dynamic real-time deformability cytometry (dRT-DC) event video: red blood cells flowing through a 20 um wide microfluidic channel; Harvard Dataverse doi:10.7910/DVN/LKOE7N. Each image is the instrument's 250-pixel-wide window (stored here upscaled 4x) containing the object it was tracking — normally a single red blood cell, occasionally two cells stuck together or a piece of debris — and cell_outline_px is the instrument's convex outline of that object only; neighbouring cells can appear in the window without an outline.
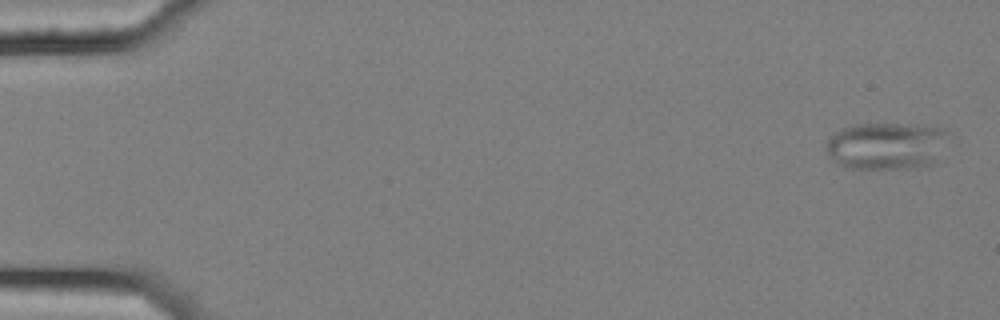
{"species": "common noctule bat (a hibernating species)", "species_latin": "Nyctalus noctula", "temperature_condition": "cold", "stored_images_in_passage": 6, "camera_frame_rate_fps": 3000, "um_per_image_px": 0.085, "animal": {"sex": "female", "body_mass_g": 25.1}, "frame": {"image": 1, "passage_image": 1, "time_ms": 0.0, "image_size_px": [1000, 320], "cell_outline_px": [[948, 132], [932, 164], [900, 168], [852, 168], [836, 164], [832, 160], [824, 144], [836, 132], [852, 124], [900, 124], [944, 128]], "centroid_in_image_um": [75.26, 12.38], "position_along_channel_um": 9.7, "area_um2": 32.83}}
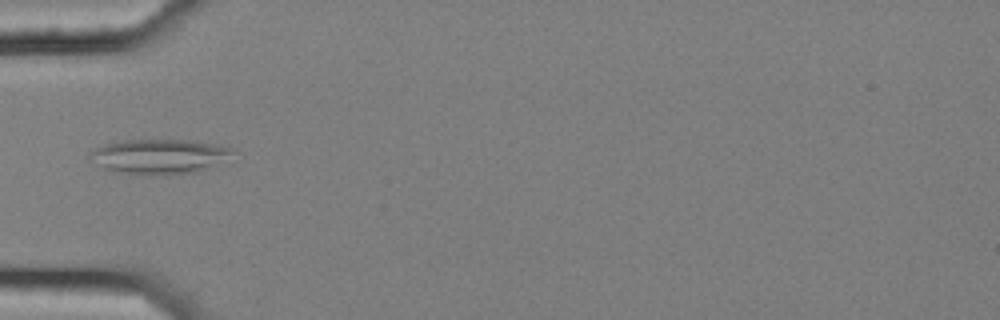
{"frame": {"image": 2, "passage_image": 6, "time_ms": 1.667, "image_size_px": [1000, 320], "cell_outline_px": [[236, 152], [196, 172], [168, 176], [152, 176], [116, 172], [104, 168], [88, 156], [88, 152], [92, 148], [104, 144], [120, 140], [188, 140], [220, 144], [232, 148]], "centroid_in_image_um": [13.47, 13.3], "position_along_channel_um": 71.5, "area_um2": 29.07}}